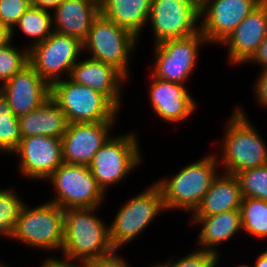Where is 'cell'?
Here are the masks:
<instances>
[{
  "label": "cell",
  "mask_w": 267,
  "mask_h": 267,
  "mask_svg": "<svg viewBox=\"0 0 267 267\" xmlns=\"http://www.w3.org/2000/svg\"><path fill=\"white\" fill-rule=\"evenodd\" d=\"M100 206L64 210L63 256L86 262L115 249L109 236V225L95 213Z\"/></svg>",
  "instance_id": "cell-1"
},
{
  "label": "cell",
  "mask_w": 267,
  "mask_h": 267,
  "mask_svg": "<svg viewBox=\"0 0 267 267\" xmlns=\"http://www.w3.org/2000/svg\"><path fill=\"white\" fill-rule=\"evenodd\" d=\"M245 113L236 106L224 127L221 157L217 154L216 157L225 173L236 175L267 164V144Z\"/></svg>",
  "instance_id": "cell-2"
},
{
  "label": "cell",
  "mask_w": 267,
  "mask_h": 267,
  "mask_svg": "<svg viewBox=\"0 0 267 267\" xmlns=\"http://www.w3.org/2000/svg\"><path fill=\"white\" fill-rule=\"evenodd\" d=\"M221 169L216 153L183 167L176 175L158 180L164 207L169 210L194 212L210 189L213 179Z\"/></svg>",
  "instance_id": "cell-3"
},
{
  "label": "cell",
  "mask_w": 267,
  "mask_h": 267,
  "mask_svg": "<svg viewBox=\"0 0 267 267\" xmlns=\"http://www.w3.org/2000/svg\"><path fill=\"white\" fill-rule=\"evenodd\" d=\"M50 98L68 123L116 121L120 112L105 95L68 77L50 85Z\"/></svg>",
  "instance_id": "cell-4"
},
{
  "label": "cell",
  "mask_w": 267,
  "mask_h": 267,
  "mask_svg": "<svg viewBox=\"0 0 267 267\" xmlns=\"http://www.w3.org/2000/svg\"><path fill=\"white\" fill-rule=\"evenodd\" d=\"M139 146L135 131L127 132L111 136L93 156L88 168L105 194L108 187L127 179L128 174L140 165L142 151Z\"/></svg>",
  "instance_id": "cell-5"
},
{
  "label": "cell",
  "mask_w": 267,
  "mask_h": 267,
  "mask_svg": "<svg viewBox=\"0 0 267 267\" xmlns=\"http://www.w3.org/2000/svg\"><path fill=\"white\" fill-rule=\"evenodd\" d=\"M12 239L45 251H62L64 210L50 201L33 208L25 203L14 227Z\"/></svg>",
  "instance_id": "cell-6"
},
{
  "label": "cell",
  "mask_w": 267,
  "mask_h": 267,
  "mask_svg": "<svg viewBox=\"0 0 267 267\" xmlns=\"http://www.w3.org/2000/svg\"><path fill=\"white\" fill-rule=\"evenodd\" d=\"M138 40L132 33L100 13L82 44L83 51L89 52L91 59L110 64L129 78L130 56L136 51Z\"/></svg>",
  "instance_id": "cell-7"
},
{
  "label": "cell",
  "mask_w": 267,
  "mask_h": 267,
  "mask_svg": "<svg viewBox=\"0 0 267 267\" xmlns=\"http://www.w3.org/2000/svg\"><path fill=\"white\" fill-rule=\"evenodd\" d=\"M165 210L161 189L155 182L125 202L109 226L114 249L120 251V248L136 239Z\"/></svg>",
  "instance_id": "cell-8"
},
{
  "label": "cell",
  "mask_w": 267,
  "mask_h": 267,
  "mask_svg": "<svg viewBox=\"0 0 267 267\" xmlns=\"http://www.w3.org/2000/svg\"><path fill=\"white\" fill-rule=\"evenodd\" d=\"M48 179L56 194L50 202L63 210L100 206L106 197L85 165L63 162Z\"/></svg>",
  "instance_id": "cell-9"
},
{
  "label": "cell",
  "mask_w": 267,
  "mask_h": 267,
  "mask_svg": "<svg viewBox=\"0 0 267 267\" xmlns=\"http://www.w3.org/2000/svg\"><path fill=\"white\" fill-rule=\"evenodd\" d=\"M202 44L208 43L201 32L155 44V62L150 74L155 78L185 85L199 61Z\"/></svg>",
  "instance_id": "cell-10"
},
{
  "label": "cell",
  "mask_w": 267,
  "mask_h": 267,
  "mask_svg": "<svg viewBox=\"0 0 267 267\" xmlns=\"http://www.w3.org/2000/svg\"><path fill=\"white\" fill-rule=\"evenodd\" d=\"M83 52L82 42L73 36L53 32L46 40L29 49V64L51 85L70 76Z\"/></svg>",
  "instance_id": "cell-11"
},
{
  "label": "cell",
  "mask_w": 267,
  "mask_h": 267,
  "mask_svg": "<svg viewBox=\"0 0 267 267\" xmlns=\"http://www.w3.org/2000/svg\"><path fill=\"white\" fill-rule=\"evenodd\" d=\"M199 19V0H152L148 23L157 44L200 33Z\"/></svg>",
  "instance_id": "cell-12"
},
{
  "label": "cell",
  "mask_w": 267,
  "mask_h": 267,
  "mask_svg": "<svg viewBox=\"0 0 267 267\" xmlns=\"http://www.w3.org/2000/svg\"><path fill=\"white\" fill-rule=\"evenodd\" d=\"M264 0H201V33L209 44H222Z\"/></svg>",
  "instance_id": "cell-13"
},
{
  "label": "cell",
  "mask_w": 267,
  "mask_h": 267,
  "mask_svg": "<svg viewBox=\"0 0 267 267\" xmlns=\"http://www.w3.org/2000/svg\"><path fill=\"white\" fill-rule=\"evenodd\" d=\"M18 155L19 171L28 179L44 180L63 163L61 138L31 136L21 138L19 146L13 151Z\"/></svg>",
  "instance_id": "cell-14"
},
{
  "label": "cell",
  "mask_w": 267,
  "mask_h": 267,
  "mask_svg": "<svg viewBox=\"0 0 267 267\" xmlns=\"http://www.w3.org/2000/svg\"><path fill=\"white\" fill-rule=\"evenodd\" d=\"M117 121L68 123L61 138L63 162L88 166L93 156L112 136Z\"/></svg>",
  "instance_id": "cell-15"
},
{
  "label": "cell",
  "mask_w": 267,
  "mask_h": 267,
  "mask_svg": "<svg viewBox=\"0 0 267 267\" xmlns=\"http://www.w3.org/2000/svg\"><path fill=\"white\" fill-rule=\"evenodd\" d=\"M12 112L20 117L39 108L50 97V85L30 65L0 86Z\"/></svg>",
  "instance_id": "cell-16"
},
{
  "label": "cell",
  "mask_w": 267,
  "mask_h": 267,
  "mask_svg": "<svg viewBox=\"0 0 267 267\" xmlns=\"http://www.w3.org/2000/svg\"><path fill=\"white\" fill-rule=\"evenodd\" d=\"M149 77V102L157 117L174 124L195 113L197 103L185 85L155 78L152 74Z\"/></svg>",
  "instance_id": "cell-17"
},
{
  "label": "cell",
  "mask_w": 267,
  "mask_h": 267,
  "mask_svg": "<svg viewBox=\"0 0 267 267\" xmlns=\"http://www.w3.org/2000/svg\"><path fill=\"white\" fill-rule=\"evenodd\" d=\"M267 35V0L257 6L222 43L227 46L228 62L245 63Z\"/></svg>",
  "instance_id": "cell-18"
},
{
  "label": "cell",
  "mask_w": 267,
  "mask_h": 267,
  "mask_svg": "<svg viewBox=\"0 0 267 267\" xmlns=\"http://www.w3.org/2000/svg\"><path fill=\"white\" fill-rule=\"evenodd\" d=\"M69 78L102 93L121 109L122 86L128 78L116 67L91 58L79 59L72 67Z\"/></svg>",
  "instance_id": "cell-19"
},
{
  "label": "cell",
  "mask_w": 267,
  "mask_h": 267,
  "mask_svg": "<svg viewBox=\"0 0 267 267\" xmlns=\"http://www.w3.org/2000/svg\"><path fill=\"white\" fill-rule=\"evenodd\" d=\"M54 31L83 42L100 14L99 0H62L53 10Z\"/></svg>",
  "instance_id": "cell-20"
},
{
  "label": "cell",
  "mask_w": 267,
  "mask_h": 267,
  "mask_svg": "<svg viewBox=\"0 0 267 267\" xmlns=\"http://www.w3.org/2000/svg\"><path fill=\"white\" fill-rule=\"evenodd\" d=\"M191 223L192 225L197 223L201 227L197 236L199 249L213 252L218 256L217 246L226 243L242 230L240 210H231L209 216H193L190 220Z\"/></svg>",
  "instance_id": "cell-21"
},
{
  "label": "cell",
  "mask_w": 267,
  "mask_h": 267,
  "mask_svg": "<svg viewBox=\"0 0 267 267\" xmlns=\"http://www.w3.org/2000/svg\"><path fill=\"white\" fill-rule=\"evenodd\" d=\"M219 174L213 179L210 189L192 216H209L240 210L243 195L237 176L225 172Z\"/></svg>",
  "instance_id": "cell-22"
},
{
  "label": "cell",
  "mask_w": 267,
  "mask_h": 267,
  "mask_svg": "<svg viewBox=\"0 0 267 267\" xmlns=\"http://www.w3.org/2000/svg\"><path fill=\"white\" fill-rule=\"evenodd\" d=\"M18 121L22 138L36 135L62 138L68 124L64 112L50 97L39 108L18 117Z\"/></svg>",
  "instance_id": "cell-23"
},
{
  "label": "cell",
  "mask_w": 267,
  "mask_h": 267,
  "mask_svg": "<svg viewBox=\"0 0 267 267\" xmlns=\"http://www.w3.org/2000/svg\"><path fill=\"white\" fill-rule=\"evenodd\" d=\"M100 13L139 39L148 22L152 0H99Z\"/></svg>",
  "instance_id": "cell-24"
},
{
  "label": "cell",
  "mask_w": 267,
  "mask_h": 267,
  "mask_svg": "<svg viewBox=\"0 0 267 267\" xmlns=\"http://www.w3.org/2000/svg\"><path fill=\"white\" fill-rule=\"evenodd\" d=\"M49 11L52 10L31 5L11 30V40L17 27L26 37L33 39L28 49L46 40L54 32L53 15Z\"/></svg>",
  "instance_id": "cell-25"
},
{
  "label": "cell",
  "mask_w": 267,
  "mask_h": 267,
  "mask_svg": "<svg viewBox=\"0 0 267 267\" xmlns=\"http://www.w3.org/2000/svg\"><path fill=\"white\" fill-rule=\"evenodd\" d=\"M240 213L242 231L256 239H267V201L243 198Z\"/></svg>",
  "instance_id": "cell-26"
},
{
  "label": "cell",
  "mask_w": 267,
  "mask_h": 267,
  "mask_svg": "<svg viewBox=\"0 0 267 267\" xmlns=\"http://www.w3.org/2000/svg\"><path fill=\"white\" fill-rule=\"evenodd\" d=\"M18 117L0 92V152L11 155L21 141Z\"/></svg>",
  "instance_id": "cell-27"
},
{
  "label": "cell",
  "mask_w": 267,
  "mask_h": 267,
  "mask_svg": "<svg viewBox=\"0 0 267 267\" xmlns=\"http://www.w3.org/2000/svg\"><path fill=\"white\" fill-rule=\"evenodd\" d=\"M12 188L0 189V236L13 238L14 227L25 202Z\"/></svg>",
  "instance_id": "cell-28"
},
{
  "label": "cell",
  "mask_w": 267,
  "mask_h": 267,
  "mask_svg": "<svg viewBox=\"0 0 267 267\" xmlns=\"http://www.w3.org/2000/svg\"><path fill=\"white\" fill-rule=\"evenodd\" d=\"M243 198L267 201V164L245 169L236 174Z\"/></svg>",
  "instance_id": "cell-29"
},
{
  "label": "cell",
  "mask_w": 267,
  "mask_h": 267,
  "mask_svg": "<svg viewBox=\"0 0 267 267\" xmlns=\"http://www.w3.org/2000/svg\"><path fill=\"white\" fill-rule=\"evenodd\" d=\"M24 49L14 47L12 40L0 47V86L29 64V49Z\"/></svg>",
  "instance_id": "cell-30"
},
{
  "label": "cell",
  "mask_w": 267,
  "mask_h": 267,
  "mask_svg": "<svg viewBox=\"0 0 267 267\" xmlns=\"http://www.w3.org/2000/svg\"><path fill=\"white\" fill-rule=\"evenodd\" d=\"M219 258L213 252L198 248L196 251L194 249V251H191L174 262L169 259L166 262L156 263V265L158 267H215L216 264H219Z\"/></svg>",
  "instance_id": "cell-31"
},
{
  "label": "cell",
  "mask_w": 267,
  "mask_h": 267,
  "mask_svg": "<svg viewBox=\"0 0 267 267\" xmlns=\"http://www.w3.org/2000/svg\"><path fill=\"white\" fill-rule=\"evenodd\" d=\"M31 5L29 0H0V23L11 31Z\"/></svg>",
  "instance_id": "cell-32"
},
{
  "label": "cell",
  "mask_w": 267,
  "mask_h": 267,
  "mask_svg": "<svg viewBox=\"0 0 267 267\" xmlns=\"http://www.w3.org/2000/svg\"><path fill=\"white\" fill-rule=\"evenodd\" d=\"M117 252L119 251L114 250L110 254L88 260L84 262V267H130L129 262L121 258Z\"/></svg>",
  "instance_id": "cell-33"
},
{
  "label": "cell",
  "mask_w": 267,
  "mask_h": 267,
  "mask_svg": "<svg viewBox=\"0 0 267 267\" xmlns=\"http://www.w3.org/2000/svg\"><path fill=\"white\" fill-rule=\"evenodd\" d=\"M253 89L258 105L267 109V69H262Z\"/></svg>",
  "instance_id": "cell-34"
},
{
  "label": "cell",
  "mask_w": 267,
  "mask_h": 267,
  "mask_svg": "<svg viewBox=\"0 0 267 267\" xmlns=\"http://www.w3.org/2000/svg\"><path fill=\"white\" fill-rule=\"evenodd\" d=\"M257 63L262 69H267V35L262 43L258 46V49L252 54V56L245 63Z\"/></svg>",
  "instance_id": "cell-35"
},
{
  "label": "cell",
  "mask_w": 267,
  "mask_h": 267,
  "mask_svg": "<svg viewBox=\"0 0 267 267\" xmlns=\"http://www.w3.org/2000/svg\"><path fill=\"white\" fill-rule=\"evenodd\" d=\"M62 259L56 257L45 258L40 267H84V262L76 261L79 262V264L74 263V259L65 256Z\"/></svg>",
  "instance_id": "cell-36"
},
{
  "label": "cell",
  "mask_w": 267,
  "mask_h": 267,
  "mask_svg": "<svg viewBox=\"0 0 267 267\" xmlns=\"http://www.w3.org/2000/svg\"><path fill=\"white\" fill-rule=\"evenodd\" d=\"M61 1L62 0H33L31 3L37 7L53 10Z\"/></svg>",
  "instance_id": "cell-37"
},
{
  "label": "cell",
  "mask_w": 267,
  "mask_h": 267,
  "mask_svg": "<svg viewBox=\"0 0 267 267\" xmlns=\"http://www.w3.org/2000/svg\"><path fill=\"white\" fill-rule=\"evenodd\" d=\"M11 41V31L0 23V47L5 46Z\"/></svg>",
  "instance_id": "cell-38"
},
{
  "label": "cell",
  "mask_w": 267,
  "mask_h": 267,
  "mask_svg": "<svg viewBox=\"0 0 267 267\" xmlns=\"http://www.w3.org/2000/svg\"><path fill=\"white\" fill-rule=\"evenodd\" d=\"M253 267H267V250L260 253Z\"/></svg>",
  "instance_id": "cell-39"
},
{
  "label": "cell",
  "mask_w": 267,
  "mask_h": 267,
  "mask_svg": "<svg viewBox=\"0 0 267 267\" xmlns=\"http://www.w3.org/2000/svg\"><path fill=\"white\" fill-rule=\"evenodd\" d=\"M237 267H253V265L252 266H250V265H247V264H243V265H238Z\"/></svg>",
  "instance_id": "cell-40"
},
{
  "label": "cell",
  "mask_w": 267,
  "mask_h": 267,
  "mask_svg": "<svg viewBox=\"0 0 267 267\" xmlns=\"http://www.w3.org/2000/svg\"><path fill=\"white\" fill-rule=\"evenodd\" d=\"M0 267H9V266H7V265L5 266V264L0 262Z\"/></svg>",
  "instance_id": "cell-41"
}]
</instances>
